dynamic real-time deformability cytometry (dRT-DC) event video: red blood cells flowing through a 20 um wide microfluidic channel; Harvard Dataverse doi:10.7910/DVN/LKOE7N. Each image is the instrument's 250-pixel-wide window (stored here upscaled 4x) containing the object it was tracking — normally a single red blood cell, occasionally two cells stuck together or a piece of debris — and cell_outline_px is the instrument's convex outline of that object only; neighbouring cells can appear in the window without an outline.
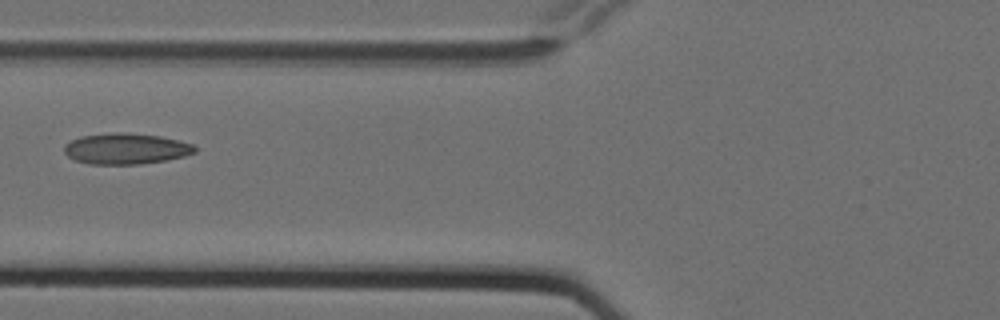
{"species": "Egyptian fruit bat (a non-hibernating species)", "species_latin": "Rousettus aegyptiacus", "temperature_condition": "cold", "stored_images_in_passage": 3, "camera_frame_rate_fps": 3000, "um_per_image_px": 0.085, "animal": {"sex": "female"}, "frame": {"image": 1, "passage_image": 3, "time_ms": 0.667, "image_size_px": [1000, 320], "cell_outline_px": [[196, 152], [184, 156], [164, 160], [140, 164], [88, 164], [76, 160], [68, 156], [64, 152], [64, 144], [80, 136], [116, 132], [124, 132], [160, 136], [192, 144], [196, 148]], "centroid_in_image_um": [10.67, 12.64], "position_along_channel_um": 115.1, "area_um2": 23.41}}